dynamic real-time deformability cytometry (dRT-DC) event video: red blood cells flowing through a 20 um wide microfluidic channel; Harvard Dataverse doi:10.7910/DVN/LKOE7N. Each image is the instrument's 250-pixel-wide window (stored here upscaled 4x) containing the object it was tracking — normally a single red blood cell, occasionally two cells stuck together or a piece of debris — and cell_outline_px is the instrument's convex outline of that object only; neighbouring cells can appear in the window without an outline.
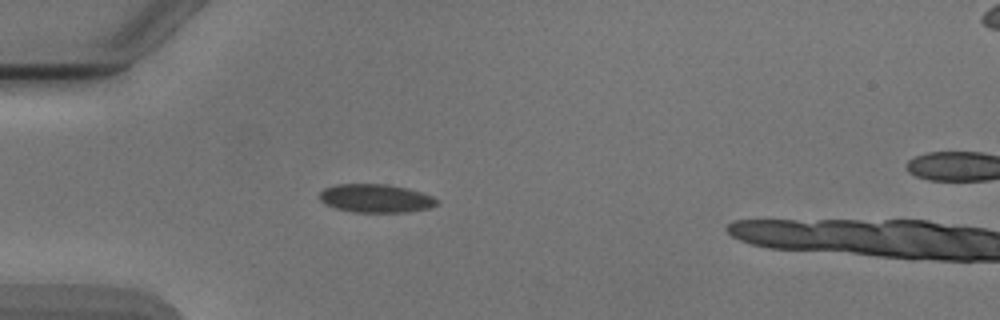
{"species": "Egyptian fruit bat (a non-hibernating species)", "species_latin": "Rousettus aegyptiacus", "temperature_condition": "cold", "stored_images_in_passage": 2, "camera_frame_rate_fps": 3000, "um_per_image_px": 0.085, "animal": {"sex": "male"}, "frame": {"image": 1, "passage_image": 1, "time_ms": 0.0, "image_size_px": [1000, 320], "cell_outline_px": [[440, 200], [436, 204], [428, 208], [408, 212], [352, 212], [336, 208], [324, 204], [320, 200], [320, 192], [324, 188], [336, 184], [384, 184], [408, 188], [432, 196]], "centroid_in_image_um": [31.92, 16.86], "position_along_channel_um": 53.1, "area_um2": 19.42}}